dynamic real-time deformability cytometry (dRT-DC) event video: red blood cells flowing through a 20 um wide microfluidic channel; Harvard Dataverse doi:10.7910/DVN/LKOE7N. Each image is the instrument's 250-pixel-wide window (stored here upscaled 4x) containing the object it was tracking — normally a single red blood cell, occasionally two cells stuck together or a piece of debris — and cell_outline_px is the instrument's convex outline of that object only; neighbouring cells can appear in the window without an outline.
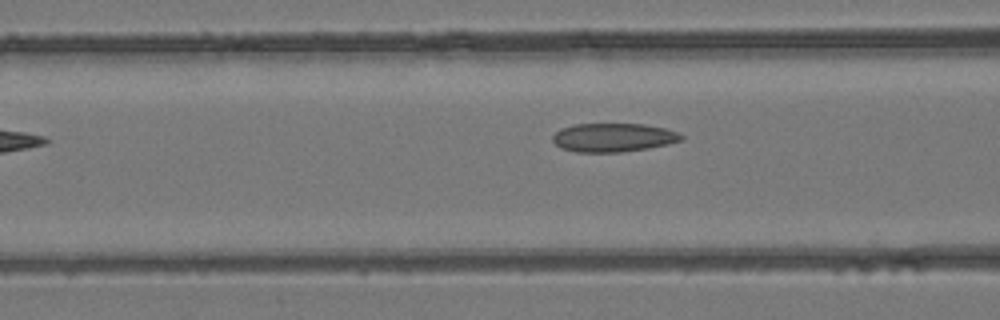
{"species": "common noctule bat (a hibernating species)", "species_latin": "Nyctalus noctula", "temperature_condition": "room temperature", "stored_images_in_passage": 6, "camera_frame_rate_fps": 3000, "um_per_image_px": 0.085, "animal": {"sex": "female", "body_mass_g": 24.6, "forearm_length_mm": 56.2}, "frame": {"image": 1, "passage_image": 5, "time_ms": 5.0, "image_size_px": [1000, 320], "cell_outline_px": [[684, 140], [668, 144], [648, 148], [620, 152], [576, 152], [560, 148], [552, 140], [552, 136], [560, 128], [576, 124], [644, 124], [664, 128], [676, 132], [684, 136]], "centroid_in_image_um": [52.12, 11.69], "position_along_channel_um": 114.5, "area_um2": 21.5}}
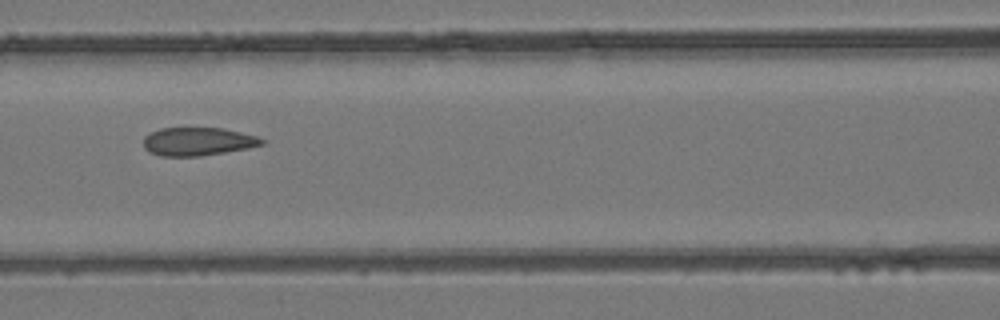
{"frame": {"image": 2, "passage_image": 6, "time_ms": 9.0, "image_size_px": [1000, 320], "cell_outline_px": [[268, 140], [264, 144], [248, 148], [200, 156], [160, 156], [148, 152], [144, 148], [144, 136], [160, 128], [220, 128], [256, 136]], "centroid_in_image_um": [16.8, 12.03], "position_along_channel_um": 149.8, "area_um2": 19.42}}